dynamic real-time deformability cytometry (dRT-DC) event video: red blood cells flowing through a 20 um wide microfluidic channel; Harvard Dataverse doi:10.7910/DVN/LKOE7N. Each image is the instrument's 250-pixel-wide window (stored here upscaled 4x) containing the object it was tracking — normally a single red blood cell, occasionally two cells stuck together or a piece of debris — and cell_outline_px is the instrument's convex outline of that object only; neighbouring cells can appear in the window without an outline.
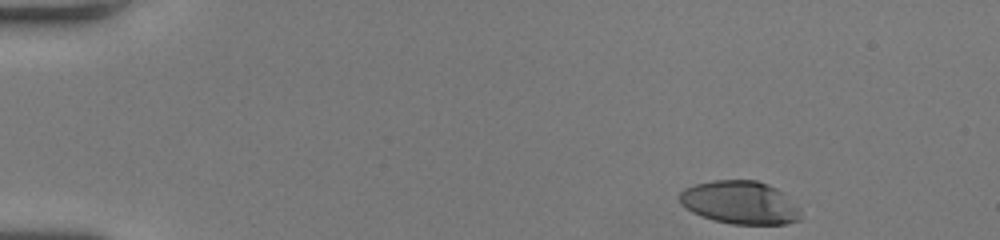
{"species": "human", "species_latin": "Homo sapiens", "temperature_condition": "room temperature", "stored_images_in_passage": 40, "camera_frame_rate_fps": 3000, "um_per_image_px": 0.085, "donor": {"sex": "female"}, "frame": {"image": 1, "passage_image": 1, "time_ms": 0.0, "image_size_px": [1000, 240], "cell_outline_px": [[800, 220], [784, 224], [732, 224], [712, 220], [700, 216], [692, 212], [680, 204], [676, 196], [684, 188], [692, 184], [712, 180], [756, 180], [768, 184], [776, 188], [800, 208]], "centroid_in_image_um": [62.84, 17.21], "position_along_channel_um": 22.2, "area_um2": 30.75}}
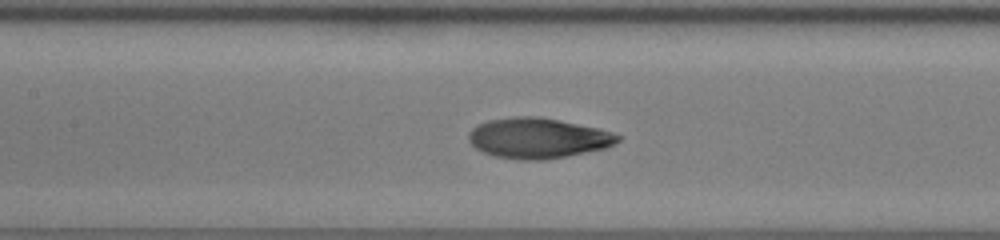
{"frame": {"image": 2, "passage_image": 20, "time_ms": 6.333, "image_size_px": [1000, 240], "cell_outline_px": [[624, 136], [620, 140], [608, 148], [544, 160], [516, 160], [496, 156], [484, 152], [476, 148], [468, 140], [468, 132], [476, 124], [488, 120], [516, 116], [536, 116], [596, 128], [612, 132]], "centroid_in_image_um": [45.71, 11.74], "position_along_channel_um": 161.7, "area_um2": 35.08}}
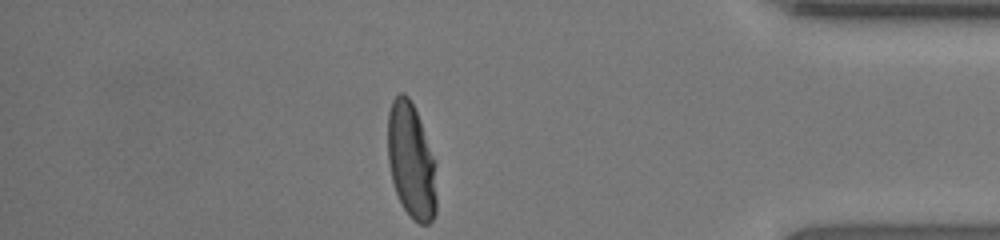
{"frame": {"image": 3, "passage_image": 40, "time_ms": 13.0, "image_size_px": [1000, 240], "cell_outline_px": [[436, 212], [432, 220], [428, 224], [420, 224], [412, 220], [404, 208], [396, 192], [392, 180], [388, 160], [388, 112], [392, 100], [400, 92], [404, 92], [408, 96], [416, 112], [432, 156], [436, 196]], "centroid_in_image_um": [34.92, 13.7], "position_along_channel_um": 400.3, "area_um2": 32.08}, "authors_computed_cell_mechanics": {"area_um2": 34.2465, "velocity_mm_per_s": 4.0343, "shape_relaxation_time_tau1_ms": 5.1563, "shape_relaxation_time_tau2_ms": 0.7295, "deformation_change_tau1": 0.2651, "deformation_change_tau2": 0.0496}}